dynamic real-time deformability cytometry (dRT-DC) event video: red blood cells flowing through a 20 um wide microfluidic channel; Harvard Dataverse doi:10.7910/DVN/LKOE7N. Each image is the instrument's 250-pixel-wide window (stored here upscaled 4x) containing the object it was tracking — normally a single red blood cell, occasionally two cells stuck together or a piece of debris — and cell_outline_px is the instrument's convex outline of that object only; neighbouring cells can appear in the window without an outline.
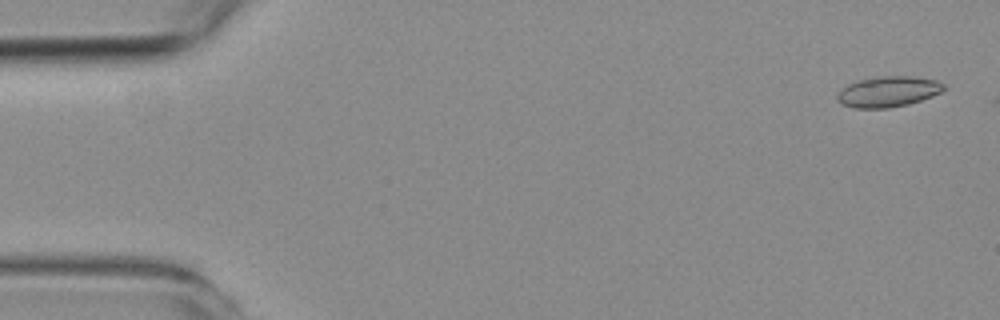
{"species": "common noctule bat (a hibernating species)", "species_latin": "Nyctalus noctula", "temperature_condition": "room temperature", "stored_images_in_passage": 48, "camera_frame_rate_fps": 3000, "um_per_image_px": 0.085, "animal": {"sex": "female", "body_mass_g": 19.3, "forearm_length_mm": 54.1}, "frame": {"image": 1, "passage_image": 1, "time_ms": 0.0, "image_size_px": [1000, 320], "cell_outline_px": [[944, 88], [940, 92], [932, 96], [908, 104], [888, 108], [856, 108], [844, 104], [836, 100], [836, 96], [848, 84], [860, 80], [884, 76], [912, 76], [936, 80], [944, 84]], "centroid_in_image_um": [75.5, 7.79], "position_along_channel_um": 9.5, "area_um2": 18.67}}
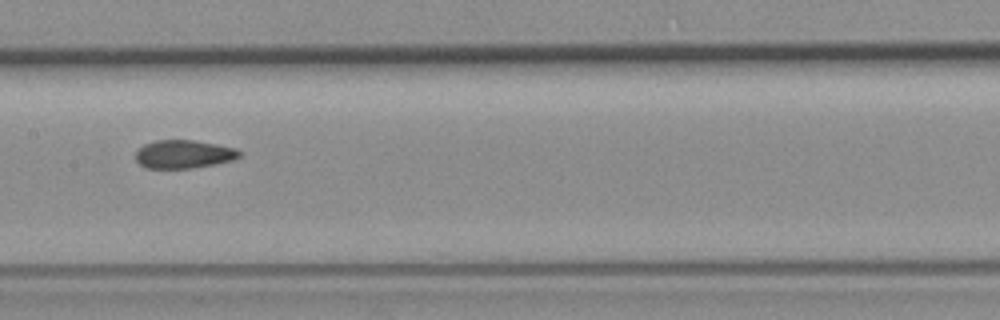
{"frame": {"image": 2, "passage_image": 26, "time_ms": 8.333, "image_size_px": [1000, 320], "cell_outline_px": [[240, 156], [232, 160], [192, 168], [144, 168], [136, 160], [136, 152], [144, 144], [156, 140], [192, 140], [216, 144], [236, 148], [240, 152]], "centroid_in_image_um": [15.59, 13.1], "position_along_channel_um": 191.8, "area_um2": 16.94}}
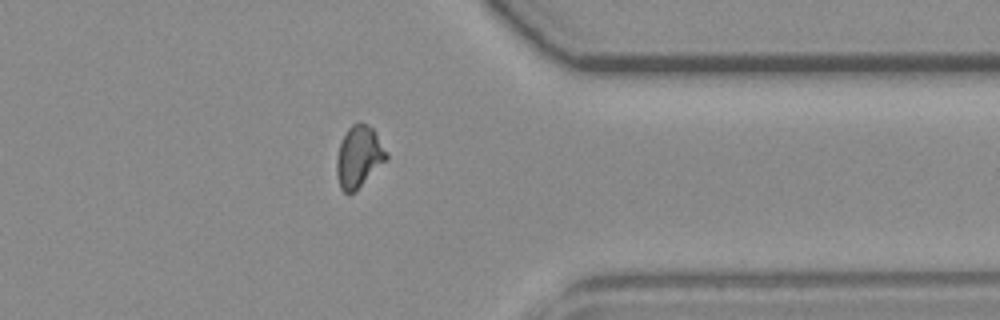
{"frame": {"image": 3, "passage_image": 42, "time_ms": 13.667, "image_size_px": [1000, 320], "cell_outline_px": [[388, 156], [352, 192], [344, 192], [340, 188], [336, 176], [336, 160], [340, 144], [348, 128], [352, 124], [360, 120], [368, 124], [376, 132], [388, 152]], "centroid_in_image_um": [30.48, 13.24], "position_along_channel_um": 380.9, "area_um2": 17.4}}